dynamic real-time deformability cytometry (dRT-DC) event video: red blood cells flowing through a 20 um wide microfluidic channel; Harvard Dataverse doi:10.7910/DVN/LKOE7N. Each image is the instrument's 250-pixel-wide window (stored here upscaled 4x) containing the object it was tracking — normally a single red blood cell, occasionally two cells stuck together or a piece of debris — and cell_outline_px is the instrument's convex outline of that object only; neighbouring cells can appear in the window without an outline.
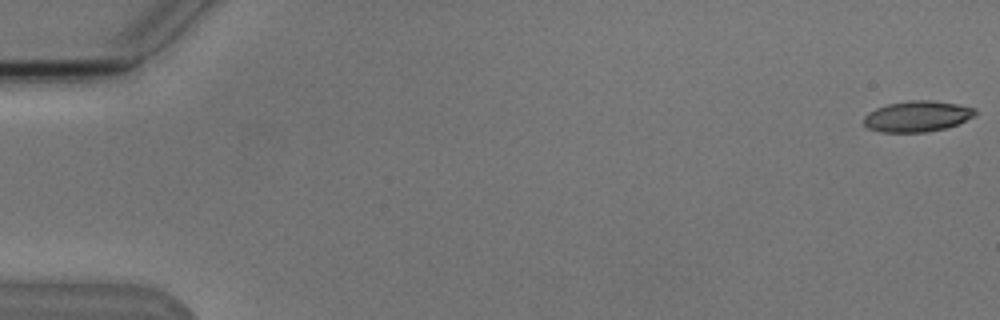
{"species": "Egyptian fruit bat (a non-hibernating species)", "species_latin": "Rousettus aegyptiacus", "temperature_condition": "cold", "stored_images_in_passage": 6, "camera_frame_rate_fps": 3000, "um_per_image_px": 0.085, "animal": {"sex": "male"}, "frame": {"image": 1, "passage_image": 1, "time_ms": 0.0, "image_size_px": [1000, 320], "cell_outline_px": [[976, 112], [972, 116], [956, 124], [944, 128], [924, 132], [880, 132], [868, 128], [864, 124], [864, 116], [868, 112], [876, 108], [888, 104], [908, 100], [928, 100], [956, 104], [976, 108]], "centroid_in_image_um": [77.91, 9.88], "position_along_channel_um": 7.1, "area_um2": 19.77}}
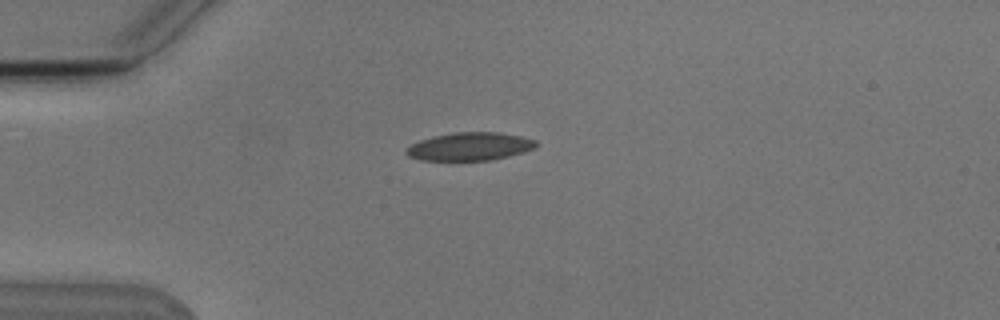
{"frame": {"image": 2, "passage_image": 4, "time_ms": 4.667, "image_size_px": [1000, 320], "cell_outline_px": [[536, 148], [508, 156], [492, 160], [420, 160], [408, 156], [404, 152], [404, 148], [420, 140], [432, 136], [452, 132], [500, 132], [520, 136], [536, 140]], "centroid_in_image_um": [39.9, 12.44], "position_along_channel_um": 45.1, "area_um2": 21.33}}